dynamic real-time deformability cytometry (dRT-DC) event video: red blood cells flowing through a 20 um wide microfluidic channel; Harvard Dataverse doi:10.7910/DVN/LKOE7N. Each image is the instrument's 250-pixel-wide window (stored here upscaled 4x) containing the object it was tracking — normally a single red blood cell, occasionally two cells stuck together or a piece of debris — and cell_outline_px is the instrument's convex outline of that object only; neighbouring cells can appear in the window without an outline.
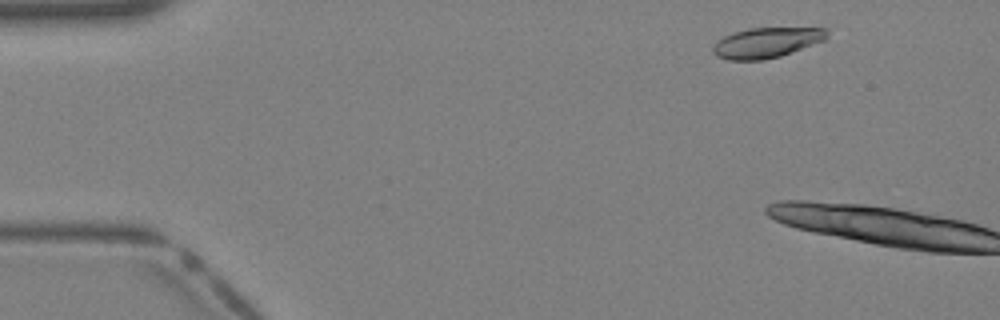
{"species": "Egyptian fruit bat (a non-hibernating species)", "species_latin": "Rousettus aegyptiacus", "temperature_condition": "warm", "stored_images_in_passage": 6, "camera_frame_rate_fps": 3000, "um_per_image_px": 0.085, "animal": {"sex": "female"}, "frame": {"image": 1, "passage_image": 4, "time_ms": 1.0, "image_size_px": [1000, 320], "cell_outline_px": [[828, 40], [780, 56], [764, 60], [728, 60], [716, 56], [712, 52], [712, 48], [716, 40], [724, 36], [748, 28], [828, 28]], "centroid_in_image_um": [65.18, 3.63], "position_along_channel_um": 19.8, "area_um2": 20.35}}